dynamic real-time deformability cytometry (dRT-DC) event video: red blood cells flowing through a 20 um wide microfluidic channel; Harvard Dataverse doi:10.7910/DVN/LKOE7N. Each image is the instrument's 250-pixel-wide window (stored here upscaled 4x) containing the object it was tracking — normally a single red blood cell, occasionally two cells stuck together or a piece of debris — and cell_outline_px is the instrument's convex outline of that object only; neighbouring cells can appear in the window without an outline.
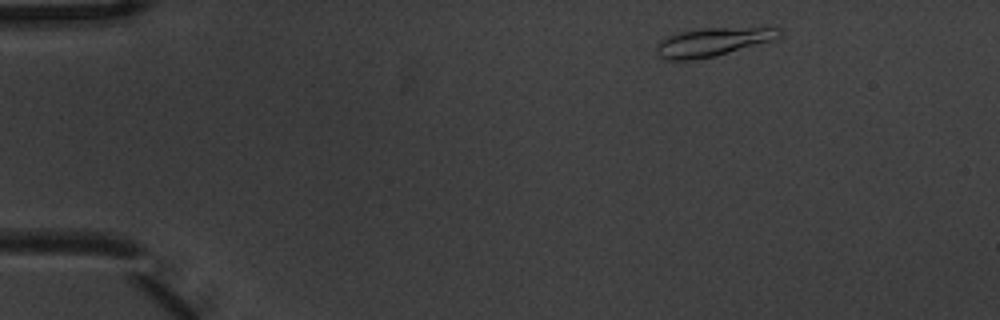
{"species": "common noctule bat (a hibernating species)", "species_latin": "Nyctalus noctula", "temperature_condition": "warm", "stored_images_in_passage": 5, "camera_frame_rate_fps": 3000, "um_per_image_px": 0.085, "animal": {"sex": "male", "body_mass_g": 20.1, "forearm_length_mm": 53.5}, "frame": {"image": 1, "passage_image": 1, "time_ms": 0.0, "image_size_px": [1000, 320], "cell_outline_px": [[784, 32], [780, 36], [768, 40], [712, 56], [692, 60], [664, 60], [660, 56], [656, 48], [656, 44], [664, 36], [672, 32], [704, 28], [780, 28]], "centroid_in_image_um": [60.43, 3.55], "position_along_channel_um": 24.6, "area_um2": 19.94}}